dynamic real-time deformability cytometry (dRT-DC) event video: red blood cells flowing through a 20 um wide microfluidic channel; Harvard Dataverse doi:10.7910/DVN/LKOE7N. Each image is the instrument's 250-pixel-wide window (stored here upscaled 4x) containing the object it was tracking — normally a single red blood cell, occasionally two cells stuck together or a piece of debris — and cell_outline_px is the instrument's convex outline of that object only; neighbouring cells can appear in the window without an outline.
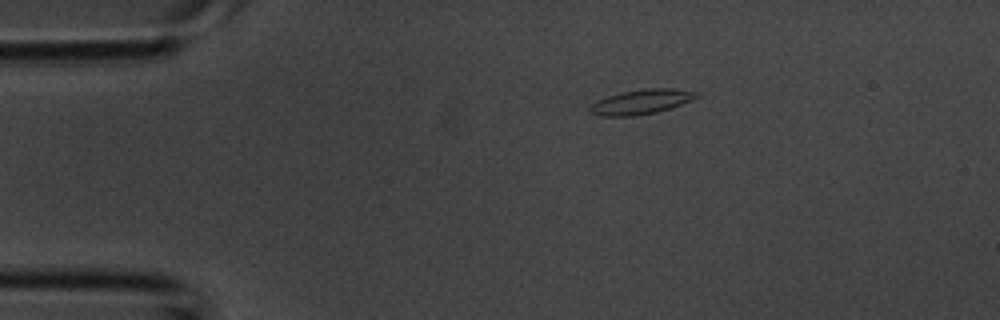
{"species": "common noctule bat (a hibernating species)", "species_latin": "Nyctalus noctula", "temperature_condition": "room temperature", "stored_images_in_passage": 2, "camera_frame_rate_fps": 3000, "um_per_image_px": 0.085, "animal": {"sex": "male", "body_mass_g": 20.1, "forearm_length_mm": 53.5}, "frame": {"image": 1, "passage_image": 1, "time_ms": 0.0, "image_size_px": [1000, 320], "cell_outline_px": [[700, 96], [692, 100], [656, 112], [636, 116], [600, 116], [588, 112], [588, 108], [596, 100], [620, 92], [648, 88], [676, 88], [700, 92]], "centroid_in_image_um": [54.5, 8.65], "position_along_channel_um": 30.5, "area_um2": 15.49}}